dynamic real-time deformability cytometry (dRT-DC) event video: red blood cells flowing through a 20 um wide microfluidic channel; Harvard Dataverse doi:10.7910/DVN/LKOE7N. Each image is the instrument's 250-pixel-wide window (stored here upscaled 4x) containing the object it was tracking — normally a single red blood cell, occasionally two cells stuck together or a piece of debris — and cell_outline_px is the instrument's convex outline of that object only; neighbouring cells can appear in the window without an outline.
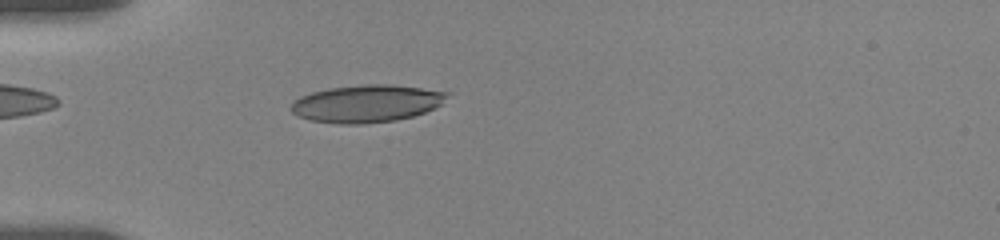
{"species": "human", "species_latin": "Homo sapiens", "temperature_condition": "room temperature", "stored_images_in_passage": 57, "camera_frame_rate_fps": 3000, "um_per_image_px": 0.085, "donor": {"sex": "female"}, "frame": {"image": 1, "passage_image": 17, "time_ms": 5.333, "image_size_px": [1000, 240], "cell_outline_px": [[452, 92], [440, 104], [424, 112], [412, 116], [396, 120], [360, 124], [336, 124], [308, 120], [296, 116], [288, 108], [292, 100], [300, 96], [312, 92], [328, 88], [364, 84], [388, 84]], "centroid_in_image_um": [31.08, 8.8], "position_along_channel_um": 53.9, "area_um2": 34.28}}
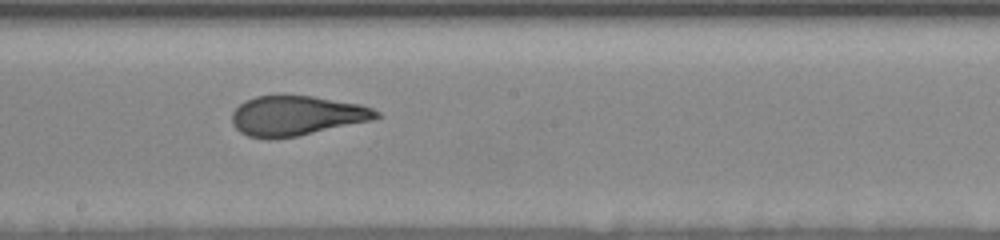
{"frame": {"image": 2, "passage_image": 33, "time_ms": 10.333, "image_size_px": [1000, 240], "cell_outline_px": [[384, 116], [372, 120], [296, 136], [272, 140], [268, 140], [248, 136], [240, 132], [232, 124], [232, 112], [244, 100], [256, 96], [280, 92], [312, 96], [360, 104], [372, 108], [380, 112]], "centroid_in_image_um": [25.17, 9.8], "position_along_channel_um": 223.0, "area_um2": 34.33}}
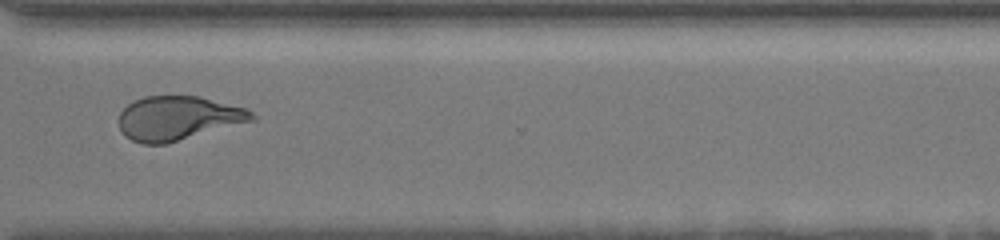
{"frame": {"image": 3, "passage_image": 45, "time_ms": 14.0, "image_size_px": [1000, 240], "cell_outline_px": [[256, 120], [164, 144], [144, 144], [132, 140], [124, 136], [120, 128], [120, 112], [128, 104], [144, 96], [200, 96], [248, 108], [256, 116]], "centroid_in_image_um": [15.17, 10.03], "position_along_channel_um": 355.4, "area_um2": 34.16}, "authors_computed_cell_mechanics": {"area_um2": 33.5818, "velocity_mm_per_s": 3.6253, "shape_relaxation_time_tau1_ms": 9.8369, "shape_relaxation_time_tau2_ms": 1.0386, "deformation_change_tau1": 0.2514, "deformation_change_tau2": 0.0914}}